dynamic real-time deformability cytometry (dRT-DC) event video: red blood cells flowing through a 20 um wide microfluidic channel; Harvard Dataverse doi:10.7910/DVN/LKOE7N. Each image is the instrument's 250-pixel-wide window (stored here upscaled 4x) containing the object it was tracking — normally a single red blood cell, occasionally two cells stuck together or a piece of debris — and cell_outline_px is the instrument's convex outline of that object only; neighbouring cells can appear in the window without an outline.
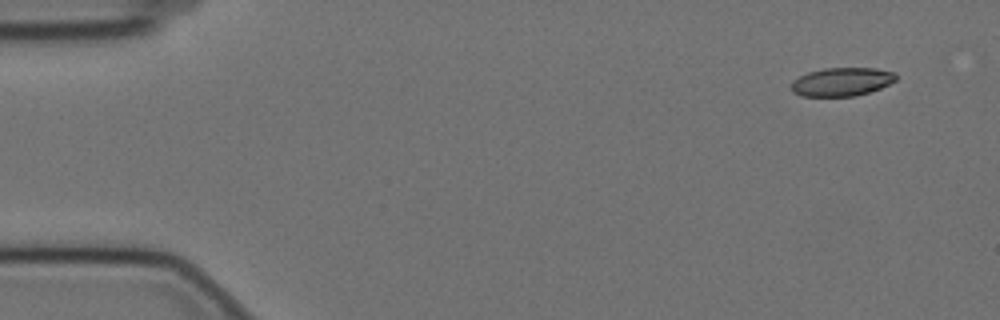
{"species": "Egyptian fruit bat (a non-hibernating species)", "species_latin": "Rousettus aegyptiacus", "temperature_condition": "cold", "stored_images_in_passage": 48, "camera_frame_rate_fps": 3000, "um_per_image_px": 0.085, "animal": {"sex": "female"}, "frame": {"image": 1, "passage_image": 1, "time_ms": 0.0, "image_size_px": [1000, 320], "cell_outline_px": [[896, 80], [880, 88], [856, 96], [800, 96], [792, 92], [792, 80], [808, 72], [824, 68], [876, 68], [896, 72]], "centroid_in_image_um": [71.54, 6.95], "position_along_channel_um": 13.5, "area_um2": 17.4}}
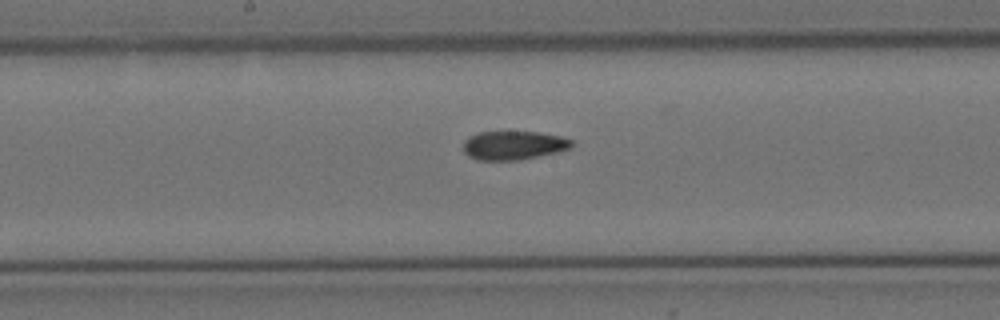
{"frame": {"image": 2, "passage_image": 27, "time_ms": 8.667, "image_size_px": [1000, 320], "cell_outline_px": [[576, 144], [572, 148], [556, 152], [520, 160], [476, 160], [468, 156], [464, 152], [464, 140], [468, 136], [476, 132], [540, 132], [560, 136], [572, 140]], "centroid_in_image_um": [43.66, 12.35], "position_along_channel_um": 204.5, "area_um2": 18.38}}
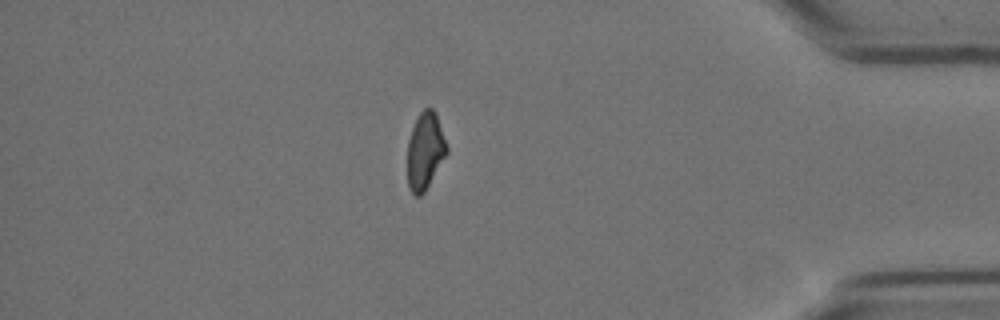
{"frame": {"image": 3, "passage_image": 47, "time_ms": 15.333, "image_size_px": [1000, 320], "cell_outline_px": [[448, 152], [424, 192], [420, 196], [416, 196], [408, 188], [408, 140], [412, 128], [420, 112], [424, 108], [432, 108], [436, 112], [448, 148]], "centroid_in_image_um": [36.14, 12.82], "position_along_channel_um": 399.1, "area_um2": 17.51}}